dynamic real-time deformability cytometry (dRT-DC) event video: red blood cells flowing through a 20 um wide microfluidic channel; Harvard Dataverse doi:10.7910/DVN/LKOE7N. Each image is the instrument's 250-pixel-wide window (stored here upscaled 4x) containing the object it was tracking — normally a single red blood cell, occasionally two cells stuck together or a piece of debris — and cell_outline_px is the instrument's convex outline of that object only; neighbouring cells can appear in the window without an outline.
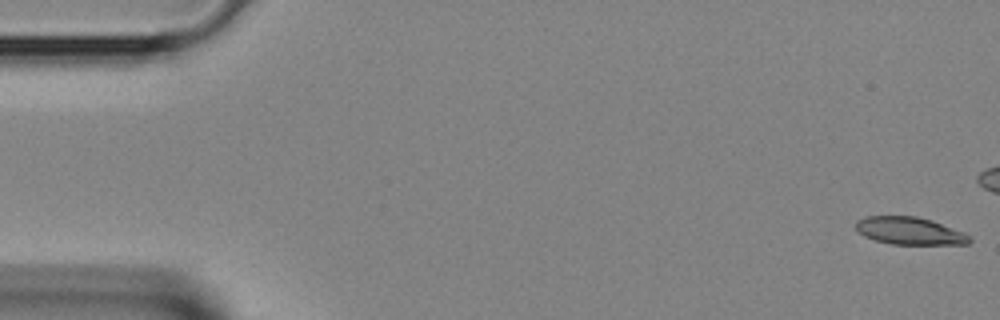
{"species": "Egyptian fruit bat (a non-hibernating species)", "species_latin": "Rousettus aegyptiacus", "temperature_condition": "room temperature", "stored_images_in_passage": 4, "camera_frame_rate_fps": 3000, "um_per_image_px": 0.085, "animal": {"sex": "female"}, "frame": {"image": 1, "passage_image": 1, "time_ms": 0.0, "image_size_px": [1000, 320], "cell_outline_px": [[972, 240], [968, 244], [892, 244], [876, 240], [864, 236], [856, 232], [856, 220], [864, 216], [916, 216], [932, 220], [964, 232], [972, 236]], "centroid_in_image_um": [77.32, 19.62], "position_along_channel_um": 7.7, "area_um2": 18.38}}